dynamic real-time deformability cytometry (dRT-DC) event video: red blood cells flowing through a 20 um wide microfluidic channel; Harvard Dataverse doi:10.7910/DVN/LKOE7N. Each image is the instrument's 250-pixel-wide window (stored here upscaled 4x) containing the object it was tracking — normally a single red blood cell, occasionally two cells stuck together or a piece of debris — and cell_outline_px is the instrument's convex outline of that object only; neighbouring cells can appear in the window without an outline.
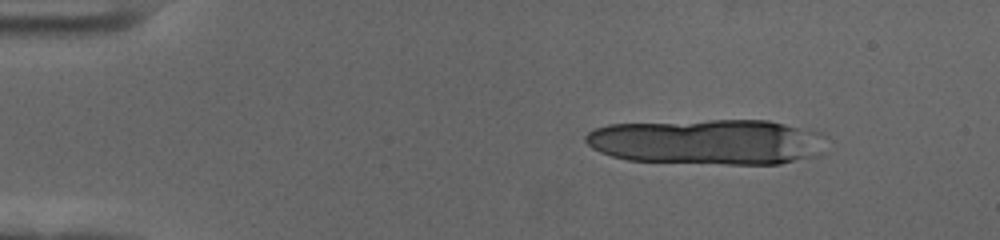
{"species": "human", "species_latin": "Homo sapiens", "temperature_condition": "cold", "stored_images_in_passage": 17, "camera_frame_rate_fps": 3000, "um_per_image_px": 0.085, "donor": {"sex": "female"}, "frame": {"image": 1, "passage_image": 7, "time_ms": 2.0, "image_size_px": [1000, 240], "cell_outline_px": [[804, 156], [780, 164], [728, 164], [628, 160], [612, 156], [600, 152], [592, 148], [584, 140], [584, 136], [588, 132], [596, 128], [608, 124], [708, 120], [768, 120], [784, 124], [796, 128]], "centroid_in_image_um": [59.46, 12.05], "position_along_channel_um": 25.5, "area_um2": 59.3}}